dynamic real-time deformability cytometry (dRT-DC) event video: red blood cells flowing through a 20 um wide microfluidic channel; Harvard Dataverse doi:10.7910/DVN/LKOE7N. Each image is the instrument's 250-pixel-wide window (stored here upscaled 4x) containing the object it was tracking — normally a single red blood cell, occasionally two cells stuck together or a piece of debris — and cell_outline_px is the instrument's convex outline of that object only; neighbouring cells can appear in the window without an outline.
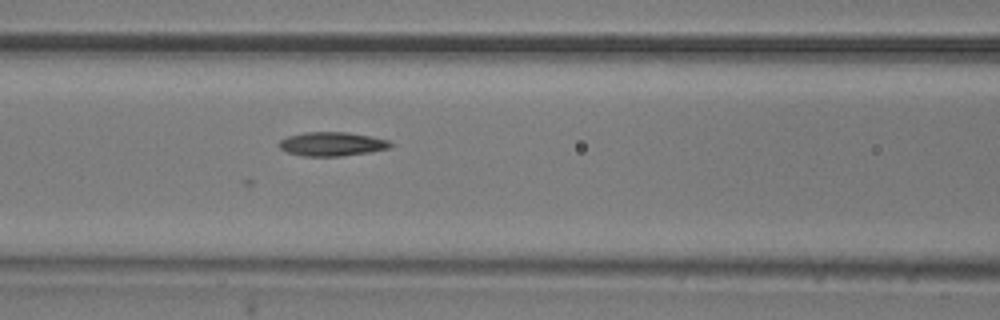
{"species": "common noctule bat (a hibernating species)", "species_latin": "Nyctalus noctula", "temperature_condition": "room temperature", "stored_images_in_passage": 4, "camera_frame_rate_fps": 3000, "um_per_image_px": 0.085, "animal": {"sex": "male", "body_mass_g": 20.5, "forearm_length_mm": 52.5}, "frame": {"image": 1, "passage_image": 4, "time_ms": 1.0, "image_size_px": [1000, 320], "cell_outline_px": [[396, 144], [388, 148], [368, 152], [340, 156], [304, 156], [288, 152], [280, 148], [280, 140], [288, 136], [304, 132], [348, 132], [388, 140]], "centroid_in_image_um": [28.23, 12.23], "position_along_channel_um": 138.4, "area_um2": 15.37}}